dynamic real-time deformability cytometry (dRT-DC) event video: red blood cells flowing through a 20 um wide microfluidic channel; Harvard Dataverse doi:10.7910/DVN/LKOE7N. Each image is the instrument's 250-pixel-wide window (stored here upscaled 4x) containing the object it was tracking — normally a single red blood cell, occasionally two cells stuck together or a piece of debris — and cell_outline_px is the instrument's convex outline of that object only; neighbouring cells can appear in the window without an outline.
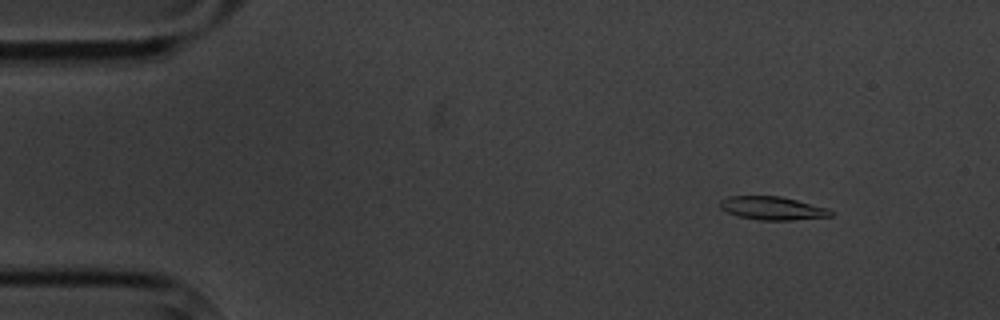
{"species": "common noctule bat (a hibernating species)", "species_latin": "Nyctalus noctula", "temperature_condition": "cold", "stored_images_in_passage": 4, "camera_frame_rate_fps": 3000, "um_per_image_px": 0.085, "animal": {"sex": "male", "body_mass_g": 20.1, "forearm_length_mm": 53.5}, "frame": {"image": 1, "passage_image": 1, "time_ms": 0.0, "image_size_px": [1000, 320], "cell_outline_px": [[832, 216], [792, 220], [760, 220], [740, 216], [728, 212], [720, 208], [720, 200], [728, 196], [780, 196], [828, 208], [832, 212]], "centroid_in_image_um": [65.65, 17.69], "position_along_channel_um": 19.4, "area_um2": 14.85}}
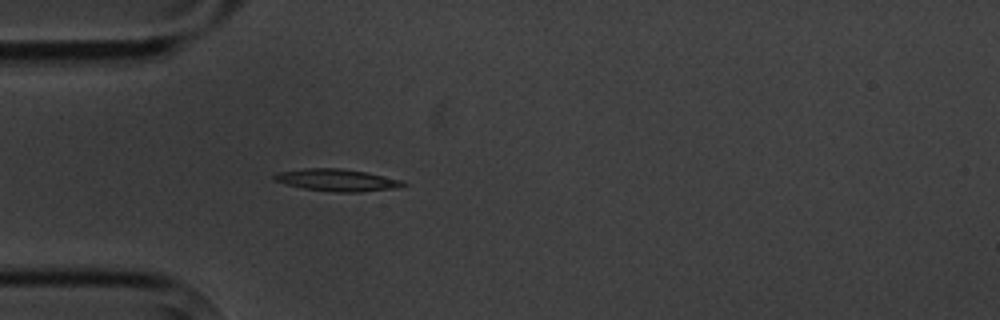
{"frame": {"image": 2, "passage_image": 4, "time_ms": 3.333, "image_size_px": [1000, 320], "cell_outline_px": [[408, 184], [392, 188], [360, 192], [336, 192], [304, 188], [284, 184], [276, 180], [272, 176], [276, 172], [304, 168], [340, 168], [364, 172], [400, 180]], "centroid_in_image_um": [28.56, 15.3], "position_along_channel_um": 56.4, "area_um2": 16.3}}